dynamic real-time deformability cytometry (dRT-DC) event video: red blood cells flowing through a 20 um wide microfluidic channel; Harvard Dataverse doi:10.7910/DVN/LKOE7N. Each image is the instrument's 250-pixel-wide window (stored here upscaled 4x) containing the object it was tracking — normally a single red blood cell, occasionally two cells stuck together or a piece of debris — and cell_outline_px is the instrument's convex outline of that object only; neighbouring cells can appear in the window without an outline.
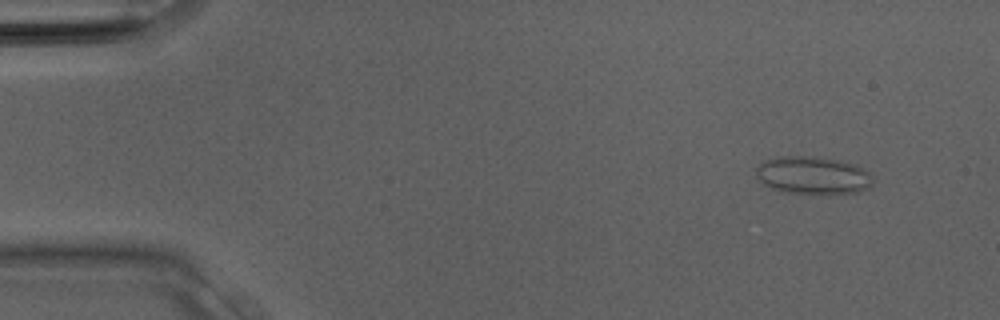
{"species": "Egyptian fruit bat (a non-hibernating species)", "species_latin": "Rousettus aegyptiacus", "temperature_condition": "room temperature", "stored_images_in_passage": 32, "camera_frame_rate_fps": 3000, "um_per_image_px": 0.085, "animal": {"sex": "male"}, "frame": {"image": 1, "passage_image": 3, "time_ms": 0.667, "image_size_px": [1000, 320], "cell_outline_px": [[872, 184], [868, 188], [860, 192], [820, 196], [788, 192], [772, 188], [764, 184], [756, 176], [756, 168], [760, 164], [768, 160], [780, 156], [808, 156], [836, 160], [852, 164], [868, 172], [872, 180]], "centroid_in_image_um": [69.1, 14.95], "position_along_channel_um": 15.9, "area_um2": 25.78}}
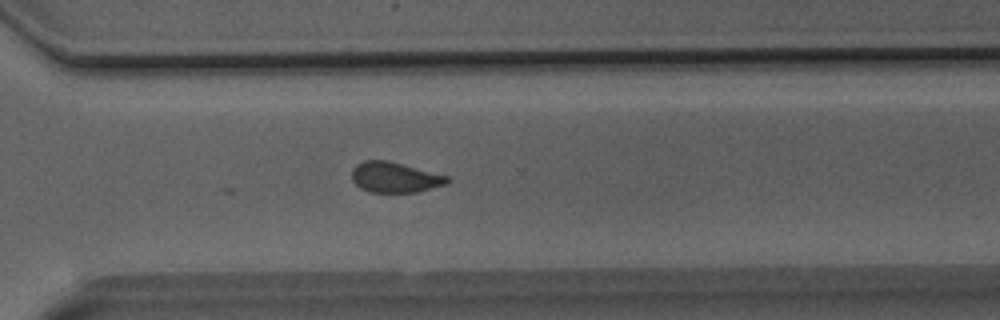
{"frame": {"image": 2, "passage_image": 23, "time_ms": 7.333, "image_size_px": [1000, 320], "cell_outline_px": [[452, 180], [448, 184], [416, 192], [368, 192], [360, 188], [352, 180], [352, 168], [356, 164], [364, 160], [388, 160], [448, 176]], "centroid_in_image_um": [33.56, 15.07], "position_along_channel_um": 337.0, "area_um2": 17.05}}
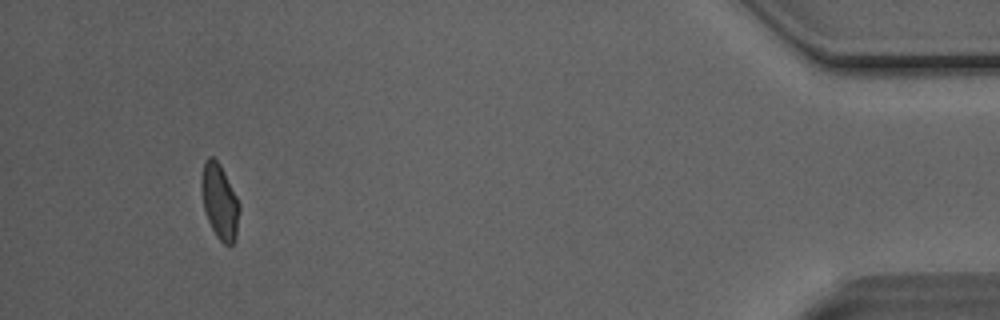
{"frame": {"image": 3, "passage_image": 30, "time_ms": 9.667, "image_size_px": [1000, 320], "cell_outline_px": [[240, 212], [236, 236], [232, 244], [224, 244], [216, 236], [208, 220], [204, 208], [200, 188], [200, 180], [204, 164], [208, 156], [212, 156], [220, 164], [240, 204]], "centroid_in_image_um": [18.66, 17.12], "position_along_channel_um": 416.5, "area_um2": 16.53}}